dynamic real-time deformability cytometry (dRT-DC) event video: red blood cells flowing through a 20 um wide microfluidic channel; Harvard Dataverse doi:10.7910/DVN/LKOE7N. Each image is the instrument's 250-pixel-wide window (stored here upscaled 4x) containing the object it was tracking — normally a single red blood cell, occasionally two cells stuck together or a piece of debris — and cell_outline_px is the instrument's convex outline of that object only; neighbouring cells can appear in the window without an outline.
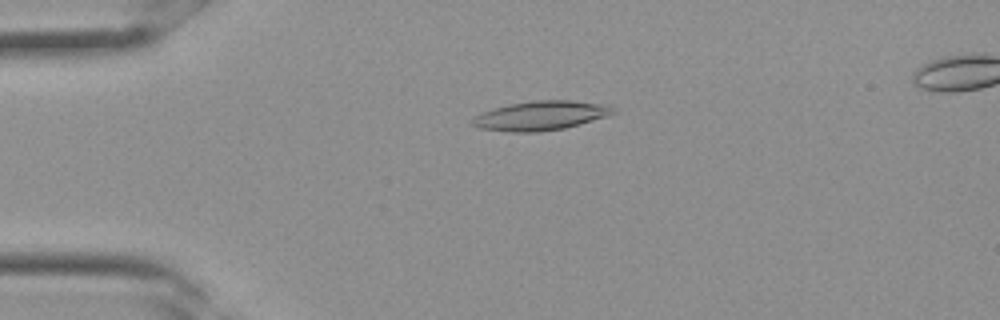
{"species": "Egyptian fruit bat (a non-hibernating species)", "species_latin": "Rousettus aegyptiacus", "temperature_condition": "room temperature", "stored_images_in_passage": 17, "camera_frame_rate_fps": 3000, "um_per_image_px": 0.085, "frame": {"image": 1, "passage_image": 2, "time_ms": 0.333, "image_size_px": [1000, 320], "cell_outline_px": [[616, 112], [608, 116], [580, 124], [564, 128], [536, 132], [508, 132], [480, 128], [472, 124], [468, 120], [484, 112], [508, 104], [536, 100], [572, 100], [608, 104], [616, 108]], "centroid_in_image_um": [46.01, 9.82], "position_along_channel_um": 39.0, "area_um2": 24.1}}
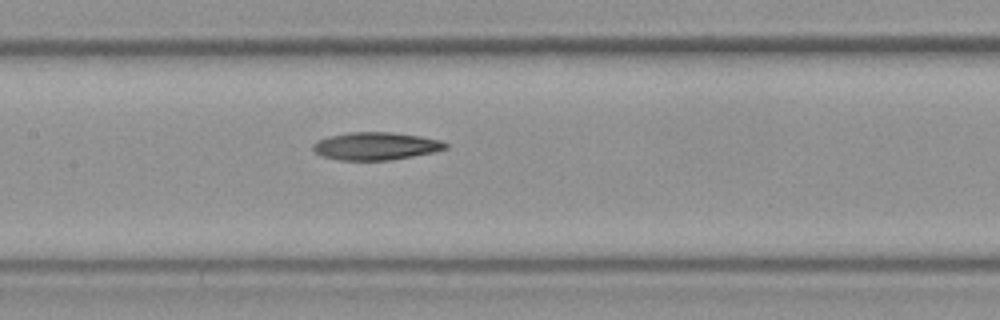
{"frame": {"image": 2, "passage_image": 10, "time_ms": 3.0, "image_size_px": [1000, 320], "cell_outline_px": [[448, 148], [436, 152], [392, 160], [340, 160], [320, 156], [312, 148], [312, 144], [316, 140], [328, 136], [348, 132], [392, 132], [420, 136], [440, 140], [448, 144]], "centroid_in_image_um": [31.94, 12.42], "position_along_channel_um": 175.5, "area_um2": 21.68}}
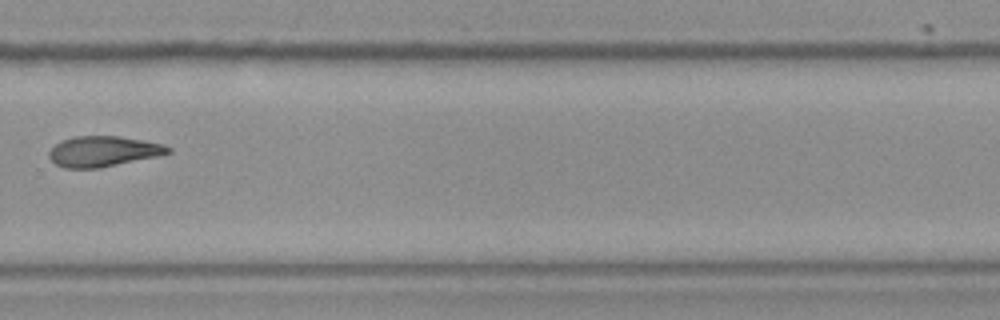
{"frame": {"image": 3, "passage_image": 17, "time_ms": 5.333, "image_size_px": [1000, 320], "cell_outline_px": [[172, 152], [160, 156], [100, 168], [64, 168], [56, 164], [48, 156], [48, 152], [56, 144], [64, 140], [76, 136], [116, 136], [140, 140], [160, 144], [172, 148]], "centroid_in_image_um": [8.78, 12.88], "position_along_channel_um": 321.0, "area_um2": 20.98}}